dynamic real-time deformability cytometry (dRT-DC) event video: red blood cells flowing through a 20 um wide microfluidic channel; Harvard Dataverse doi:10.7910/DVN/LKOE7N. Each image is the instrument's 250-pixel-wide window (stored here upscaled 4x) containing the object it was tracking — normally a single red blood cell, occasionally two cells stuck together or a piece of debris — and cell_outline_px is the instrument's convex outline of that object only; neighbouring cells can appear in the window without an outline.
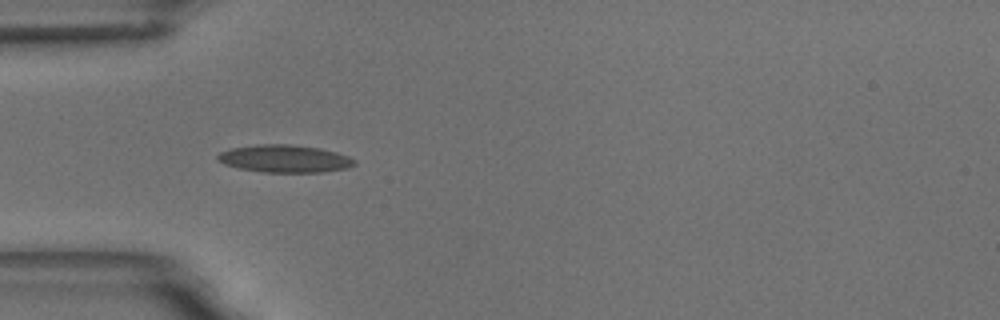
{"species": "common noctule bat (a hibernating species)", "species_latin": "Nyctalus noctula", "temperature_condition": "room temperature", "stored_images_in_passage": 4, "camera_frame_rate_fps": 3000, "um_per_image_px": 0.085, "animal": {"sex": "male", "body_mass_g": 18.8}, "frame": {"image": 1, "passage_image": 4, "time_ms": 3.667, "image_size_px": [1000, 320], "cell_outline_px": [[356, 164], [348, 168], [320, 172], [260, 172], [240, 168], [224, 164], [216, 160], [216, 156], [220, 152], [232, 148], [256, 144], [292, 144], [320, 148], [336, 152], [348, 156], [356, 160]], "centroid_in_image_um": [24.19, 13.48], "position_along_channel_um": 60.8, "area_um2": 22.08}}